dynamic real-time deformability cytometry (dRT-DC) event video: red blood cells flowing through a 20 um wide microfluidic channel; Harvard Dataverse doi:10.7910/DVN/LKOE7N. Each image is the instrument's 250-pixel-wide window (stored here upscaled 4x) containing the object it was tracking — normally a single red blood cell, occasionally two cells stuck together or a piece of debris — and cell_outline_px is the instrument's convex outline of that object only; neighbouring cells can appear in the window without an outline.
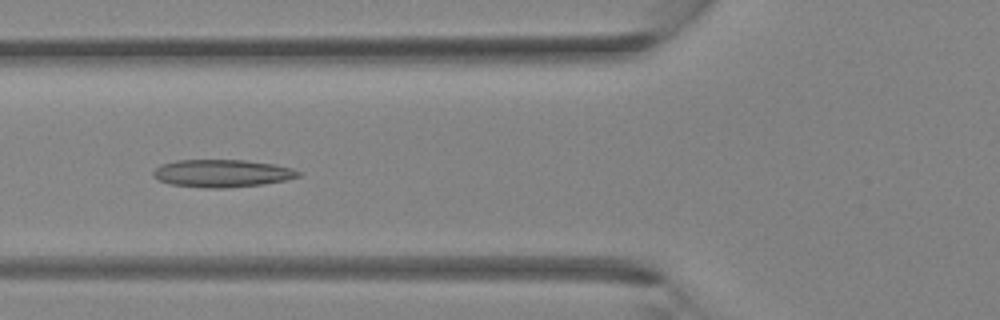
{"species": "Egyptian fruit bat (a non-hibernating species)", "species_latin": "Rousettus aegyptiacus", "temperature_condition": "room temperature", "stored_images_in_passage": 40, "camera_frame_rate_fps": 3000, "um_per_image_px": 0.085, "animal": {"sex": "female"}, "frame": {"image": 1, "passage_image": 15, "time_ms": 4.667, "image_size_px": [1000, 320], "cell_outline_px": [[304, 172], [300, 176], [284, 180], [260, 184], [224, 188], [204, 188], [168, 184], [152, 176], [152, 172], [160, 164], [176, 160], [244, 160], [272, 164], [292, 168]], "centroid_in_image_um": [18.84, 14.73], "position_along_channel_um": 107.0, "area_um2": 23.35}}
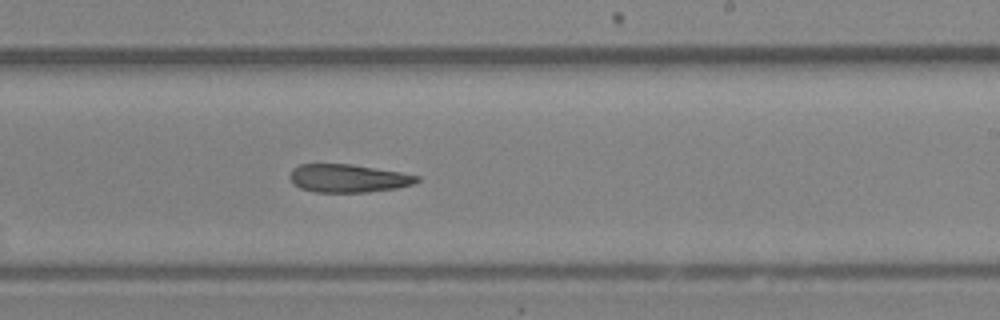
{"frame": {"image": 2, "passage_image": 24, "time_ms": 7.667, "image_size_px": [1000, 320], "cell_outline_px": [[420, 180], [412, 184], [396, 188], [364, 192], [316, 192], [300, 188], [292, 184], [288, 176], [292, 168], [300, 164], [352, 164], [400, 172], [420, 176]], "centroid_in_image_um": [29.55, 15.15], "position_along_channel_um": 259.5, "area_um2": 20.87}}
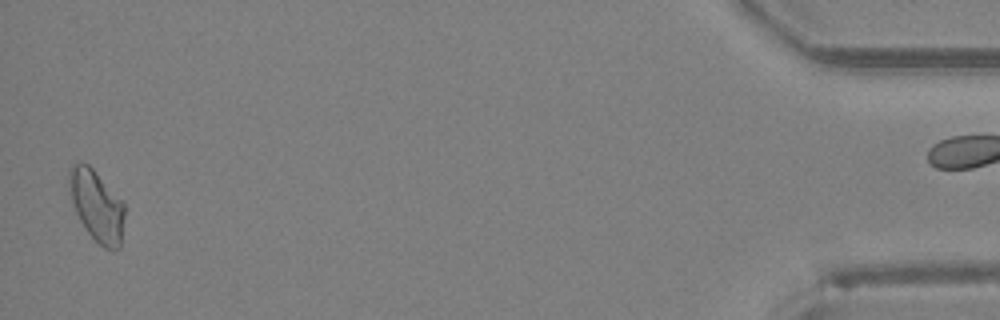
{"frame": {"image": 3, "passage_image": 39, "time_ms": 12.667, "image_size_px": [1000, 320], "cell_outline_px": [[124, 216], [120, 248], [112, 252], [104, 248], [88, 232], [80, 220], [76, 212], [68, 192], [68, 168], [72, 164], [80, 160], [88, 164], [92, 168], [124, 204]], "centroid_in_image_um": [8.18, 17.47], "position_along_channel_um": 427.0, "area_um2": 23.0}}